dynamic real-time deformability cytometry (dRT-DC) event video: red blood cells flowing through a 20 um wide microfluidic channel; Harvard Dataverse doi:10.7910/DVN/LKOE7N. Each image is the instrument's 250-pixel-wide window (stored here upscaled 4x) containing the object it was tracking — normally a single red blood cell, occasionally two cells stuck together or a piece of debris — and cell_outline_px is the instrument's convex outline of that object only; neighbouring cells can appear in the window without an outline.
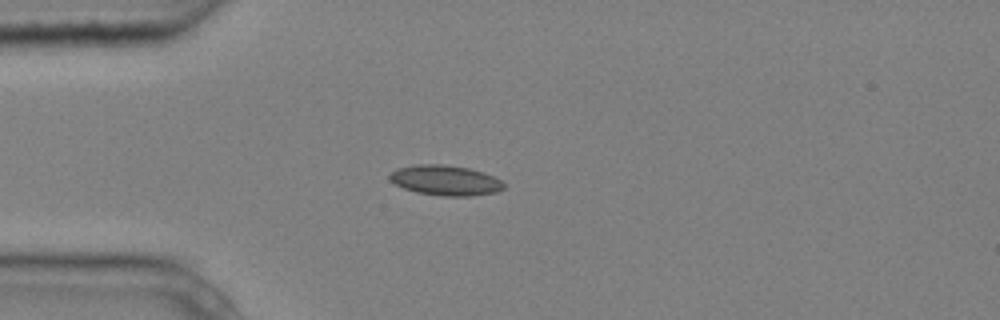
{"species": "common noctule bat (a hibernating species)", "species_latin": "Nyctalus noctula", "temperature_condition": "cold", "stored_images_in_passage": 4, "camera_frame_rate_fps": 3000, "um_per_image_px": 0.085, "animal": {"sex": "male", "body_mass_g": 20.4}, "frame": {"image": 1, "passage_image": 4, "time_ms": 1.0, "image_size_px": [1000, 320], "cell_outline_px": [[504, 188], [496, 192], [472, 196], [444, 196], [416, 192], [404, 188], [388, 180], [388, 176], [396, 168], [416, 164], [444, 164], [468, 168], [484, 172], [500, 180], [504, 184]], "centroid_in_image_um": [37.83, 15.32], "position_along_channel_um": 47.2, "area_um2": 20.11}}